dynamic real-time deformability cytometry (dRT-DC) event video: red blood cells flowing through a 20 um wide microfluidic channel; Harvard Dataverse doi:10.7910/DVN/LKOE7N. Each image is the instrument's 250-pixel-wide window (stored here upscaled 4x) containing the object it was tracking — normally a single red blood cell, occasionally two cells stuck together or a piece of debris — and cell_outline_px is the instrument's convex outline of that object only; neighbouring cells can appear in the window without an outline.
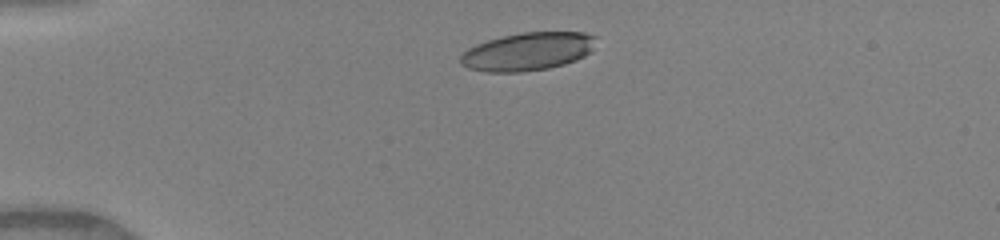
{"species": "human", "species_latin": "Homo sapiens", "temperature_condition": "warm", "stored_images_in_passage": 39, "camera_frame_rate_fps": 3000, "um_per_image_px": 0.085, "donor": {"sex": "female"}, "frame": {"image": 1, "passage_image": 2, "time_ms": 0.333, "image_size_px": [1000, 240], "cell_outline_px": [[596, 36], [592, 48], [584, 56], [576, 60], [564, 64], [548, 68], [520, 72], [488, 72], [468, 68], [460, 64], [460, 56], [468, 48], [476, 44], [488, 40], [504, 36], [524, 32], [584, 32]], "centroid_in_image_um": [44.83, 4.38], "position_along_channel_um": 40.2, "area_um2": 29.88}}
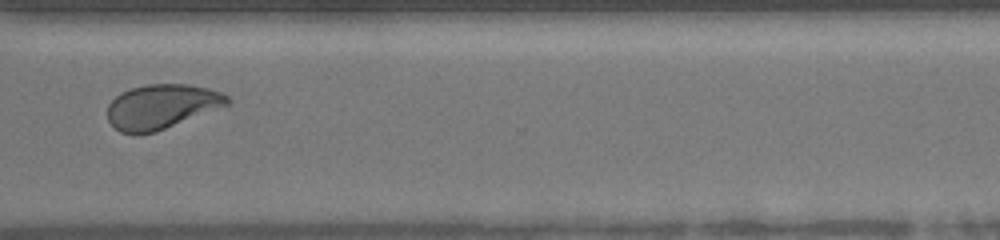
{"frame": {"image": 2, "passage_image": 28, "time_ms": 9.0, "image_size_px": [1000, 240], "cell_outline_px": [[232, 104], [156, 132], [140, 136], [120, 132], [108, 120], [108, 104], [120, 92], [132, 88], [148, 84], [188, 84], [208, 88], [220, 92], [228, 96], [232, 100]], "centroid_in_image_um": [13.76, 9.08], "position_along_channel_um": 356.8, "area_um2": 31.56}}
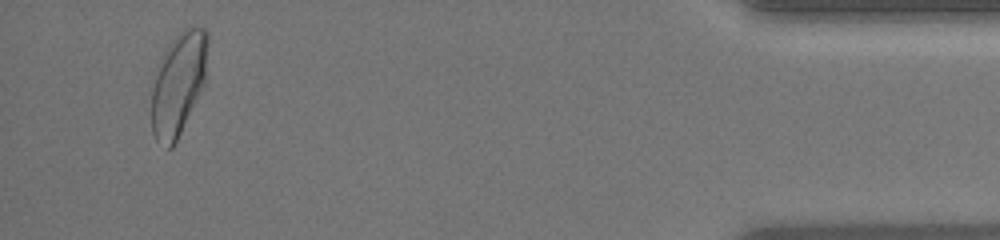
{"frame": {"image": 3, "passage_image": 37, "time_ms": 12.0, "image_size_px": [1000, 240], "cell_outline_px": [[208, 44], [204, 84], [172, 148], [168, 148], [156, 140], [152, 132], [152, 76], [168, 44], [184, 28], [192, 24], [204, 28], [208, 32]], "centroid_in_image_um": [15.15, 7.04], "position_along_channel_um": 420.0, "area_um2": 33.64}, "authors_computed_cell_mechanics": {"area_um2": 31.501, "velocity_mm_per_s": 4.153, "shape_relaxation_time_tau1_ms": 4.4045, "shape_relaxation_time_tau2_ms": 0.9769, "deformation_change_tau1": 0.1622, "deformation_change_tau2": 0.0665}}